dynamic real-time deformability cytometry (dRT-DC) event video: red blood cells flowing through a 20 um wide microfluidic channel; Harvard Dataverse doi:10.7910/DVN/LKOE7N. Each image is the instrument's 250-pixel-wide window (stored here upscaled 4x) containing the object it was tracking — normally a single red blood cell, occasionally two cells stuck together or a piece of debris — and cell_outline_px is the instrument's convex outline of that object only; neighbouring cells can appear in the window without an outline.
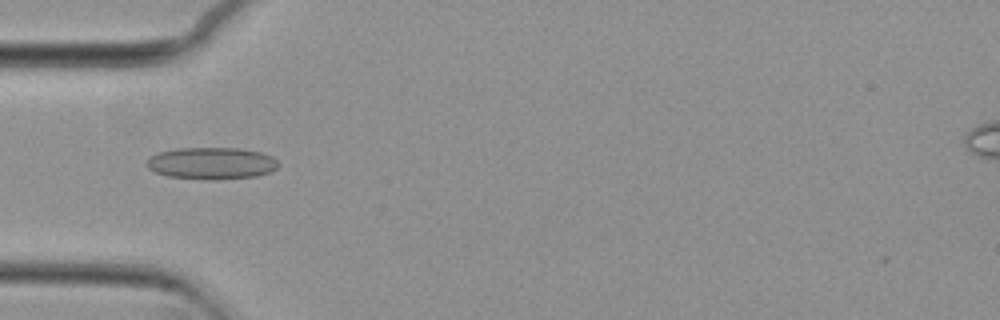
{"species": "common noctule bat (a hibernating species)", "species_latin": "Nyctalus noctula", "temperature_condition": "cold", "stored_images_in_passage": 39, "camera_frame_rate_fps": 3000, "um_per_image_px": 0.085, "animal": {"sex": "female", "body_mass_g": 29.2, "forearm_length_mm": 56.3}, "frame": {"image": 1, "passage_image": 1, "time_ms": 0.0, "image_size_px": [1000, 320], "cell_outline_px": [[280, 164], [276, 168], [268, 172], [256, 176], [212, 180], [168, 176], [156, 172], [148, 168], [144, 164], [148, 156], [160, 152], [176, 148], [240, 148], [260, 152], [272, 156]], "centroid_in_image_um": [17.95, 13.87], "position_along_channel_um": 67.1, "area_um2": 24.57}}
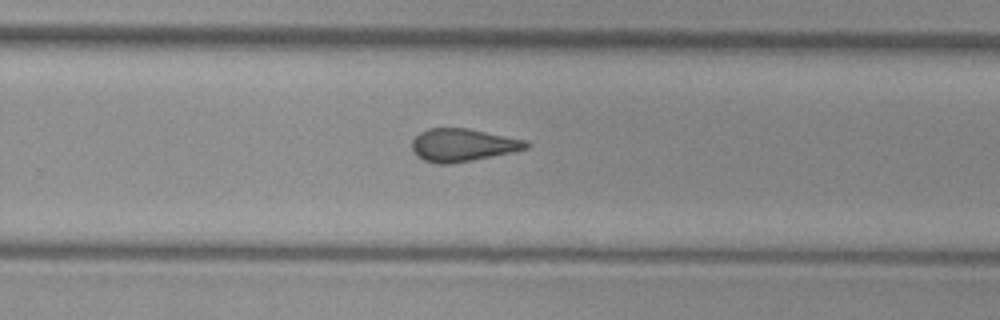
{"frame": {"image": 2, "passage_image": 19, "time_ms": 6.0, "image_size_px": [1000, 320], "cell_outline_px": [[532, 144], [528, 148], [512, 152], [452, 164], [440, 164], [424, 160], [416, 156], [412, 148], [412, 140], [420, 132], [428, 128], [468, 128], [528, 140]], "centroid_in_image_um": [39.36, 12.32], "position_along_channel_um": 290.4, "area_um2": 21.96}}
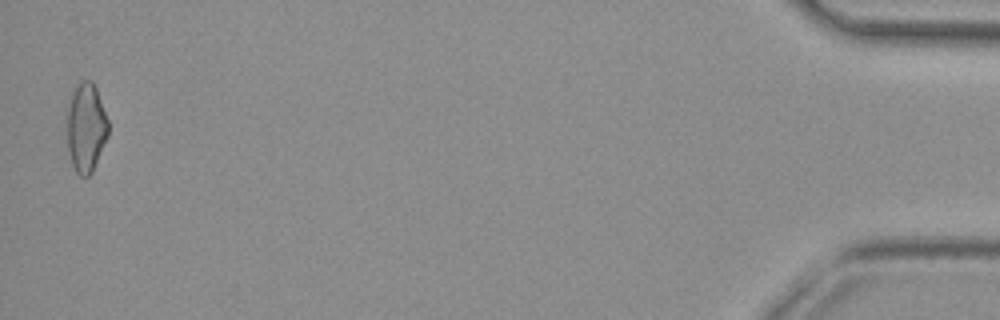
{"frame": {"image": 3, "passage_image": 38, "time_ms": 12.333, "image_size_px": [1000, 320], "cell_outline_px": [[108, 136], [92, 172], [88, 176], [80, 176], [76, 172], [72, 164], [68, 148], [68, 108], [72, 92], [80, 80], [92, 80], [96, 88], [108, 120]], "centroid_in_image_um": [7.32, 10.83], "position_along_channel_um": 427.9, "area_um2": 21.15}, "authors_computed_cell_mechanics": {"area_um2": 21.7328, "velocity_mm_per_s": 3.7219, "shape_relaxation_time_tau1_ms": null, "shape_relaxation_time_tau2_ms": 2.1975, "deformation_change_tau1": null, "deformation_change_tau2": 0.105}}